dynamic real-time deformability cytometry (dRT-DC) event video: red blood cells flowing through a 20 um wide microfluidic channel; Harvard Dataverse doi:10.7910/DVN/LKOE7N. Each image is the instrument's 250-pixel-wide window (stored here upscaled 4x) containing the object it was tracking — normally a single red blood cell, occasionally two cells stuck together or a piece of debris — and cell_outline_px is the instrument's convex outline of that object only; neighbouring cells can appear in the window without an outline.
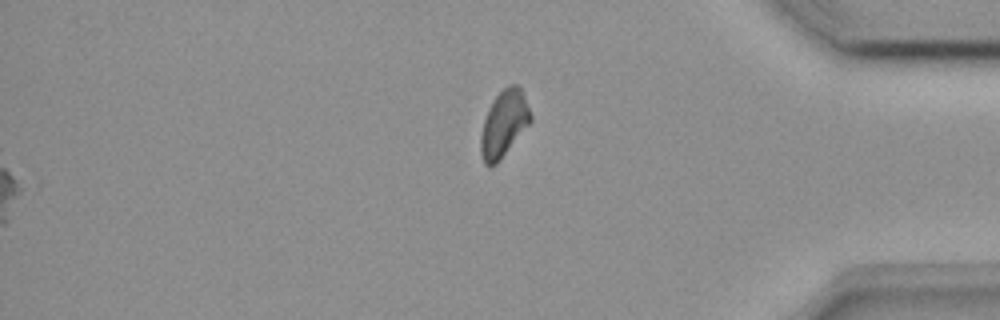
{"species": "common noctule bat (a hibernating species)", "species_latin": "Nyctalus noctula", "temperature_condition": "room temperature", "stored_images_in_passage": 50, "segment_of_instrument_passage": [2, 2], "camera_frame_rate_fps": 3000, "um_per_image_px": 0.085, "animal": {"sex": "female", "body_mass_g": 18.4}, "frame": {"image": 1, "passage_image": 50, "time_ms": 16.333, "image_size_px": [1000, 320], "cell_outline_px": [[532, 120], [500, 160], [496, 164], [488, 168], [484, 164], [480, 152], [480, 136], [484, 120], [488, 108], [492, 100], [508, 84], [516, 84], [520, 88], [524, 96], [532, 116]], "centroid_in_image_um": [42.81, 10.53], "position_along_channel_um": 392.4, "area_um2": 19.25}}